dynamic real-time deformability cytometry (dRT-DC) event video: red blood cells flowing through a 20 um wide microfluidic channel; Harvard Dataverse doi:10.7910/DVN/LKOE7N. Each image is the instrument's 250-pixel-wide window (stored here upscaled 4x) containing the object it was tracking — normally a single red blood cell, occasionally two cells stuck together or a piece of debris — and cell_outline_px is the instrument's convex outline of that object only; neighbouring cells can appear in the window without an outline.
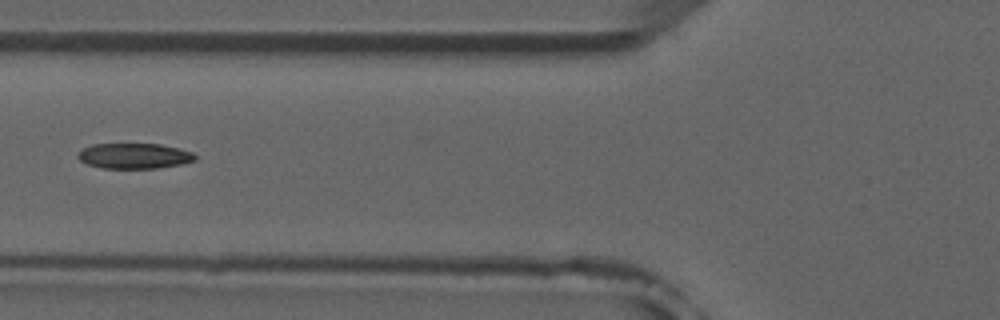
{"species": "common noctule bat (a hibernating species)", "species_latin": "Nyctalus noctula", "temperature_condition": "room temperature", "stored_images_in_passage": 6, "camera_frame_rate_fps": 3000, "um_per_image_px": 0.085, "animal": {"sex": "male", "forearm_length_mm": 52.5}, "frame": {"image": 1, "passage_image": 4, "time_ms": 4.333, "image_size_px": [1000, 320], "cell_outline_px": [[196, 160], [184, 164], [156, 168], [100, 168], [88, 164], [80, 160], [76, 156], [84, 148], [92, 144], [160, 144], [192, 152], [196, 156]], "centroid_in_image_um": [11.42, 13.26], "position_along_channel_um": 114.4, "area_um2": 17.28}}
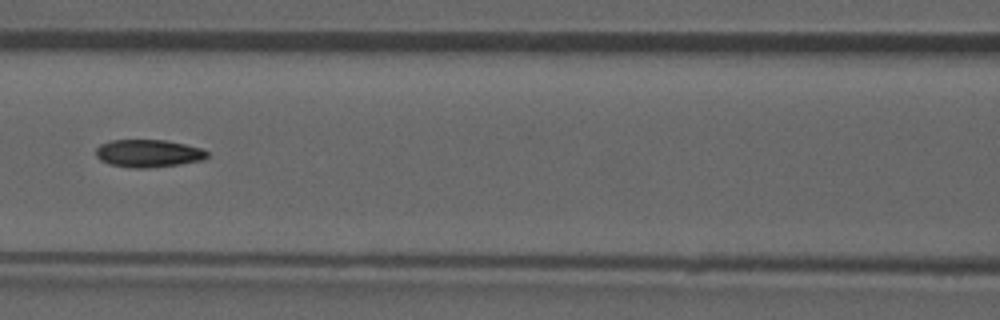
{"frame": {"image": 2, "passage_image": 5, "time_ms": 5.333, "image_size_px": [1000, 320], "cell_outline_px": [[208, 156], [204, 160], [180, 164], [148, 168], [132, 168], [108, 164], [100, 160], [96, 156], [96, 148], [100, 144], [112, 140], [164, 140], [184, 144], [200, 148], [208, 152]], "centroid_in_image_um": [12.59, 13.04], "position_along_channel_um": 154.0, "area_um2": 17.98}}